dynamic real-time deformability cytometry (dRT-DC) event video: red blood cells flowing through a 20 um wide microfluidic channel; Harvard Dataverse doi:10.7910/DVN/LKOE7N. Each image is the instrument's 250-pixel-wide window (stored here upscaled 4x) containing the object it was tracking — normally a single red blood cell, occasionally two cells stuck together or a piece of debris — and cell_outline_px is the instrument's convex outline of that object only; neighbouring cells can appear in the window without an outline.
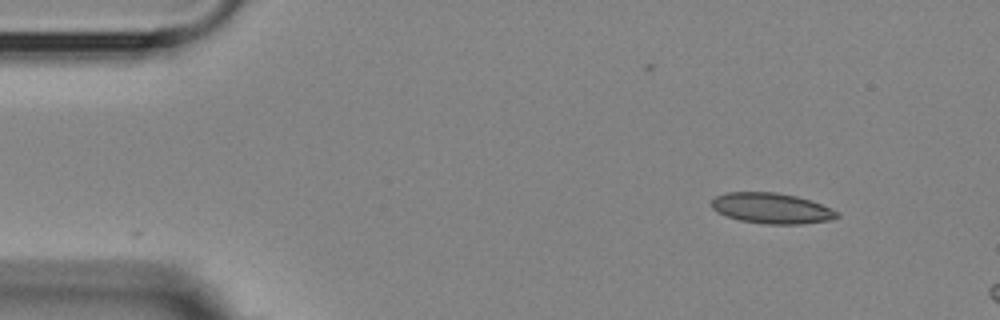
{"species": "Egyptian fruit bat (a non-hibernating species)", "species_latin": "Rousettus aegyptiacus", "temperature_condition": "room temperature", "stored_images_in_passage": 2, "camera_frame_rate_fps": 3000, "um_per_image_px": 0.085, "animal": {"sex": "female"}, "frame": {"image": 1, "passage_image": 2, "time_ms": 1.0, "image_size_px": [1000, 320], "cell_outline_px": [[840, 216], [828, 220], [800, 224], [764, 224], [740, 220], [716, 212], [712, 208], [712, 200], [716, 196], [728, 192], [776, 192], [796, 196], [812, 200], [840, 212]], "centroid_in_image_um": [65.6, 17.7], "position_along_channel_um": 19.4, "area_um2": 22.37}}